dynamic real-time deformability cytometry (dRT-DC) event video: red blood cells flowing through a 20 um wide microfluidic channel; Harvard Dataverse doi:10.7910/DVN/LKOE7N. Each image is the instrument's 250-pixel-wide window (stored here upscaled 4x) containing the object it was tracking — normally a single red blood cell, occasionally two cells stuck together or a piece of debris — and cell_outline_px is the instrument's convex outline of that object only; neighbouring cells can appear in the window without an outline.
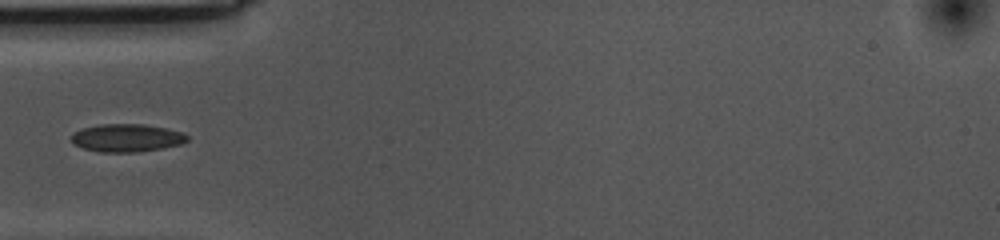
{"species": "common noctule bat (a hibernating species)", "species_latin": "Nyctalus noctula", "temperature_condition": "cold", "stored_images_in_passage": 40, "camera_frame_rate_fps": 3000, "um_per_image_px": 0.085, "animal": {"sex": "female", "body_mass_g": 10.0, "forearm_length_mm": 53.1}, "frame": {"image": 1, "passage_image": 1, "time_ms": 0.0, "image_size_px": [1000, 240], "cell_outline_px": [[188, 140], [180, 144], [160, 148], [136, 152], [100, 152], [84, 148], [72, 144], [72, 132], [80, 128], [100, 124], [144, 124], [168, 128], [184, 132], [188, 136]], "centroid_in_image_um": [10.76, 11.7], "position_along_channel_um": 74.2, "area_um2": 18.96}}
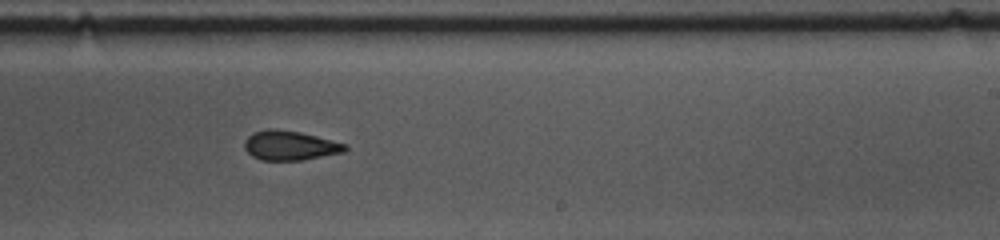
{"frame": {"image": 2, "passage_image": 17, "time_ms": 5.333, "image_size_px": [1000, 240], "cell_outline_px": [[348, 148], [344, 152], [304, 160], [260, 160], [252, 156], [244, 148], [244, 140], [252, 132], [268, 128], [272, 128], [300, 132], [348, 144]], "centroid_in_image_um": [24.64, 12.36], "position_along_channel_um": 264.4, "area_um2": 17.46}}
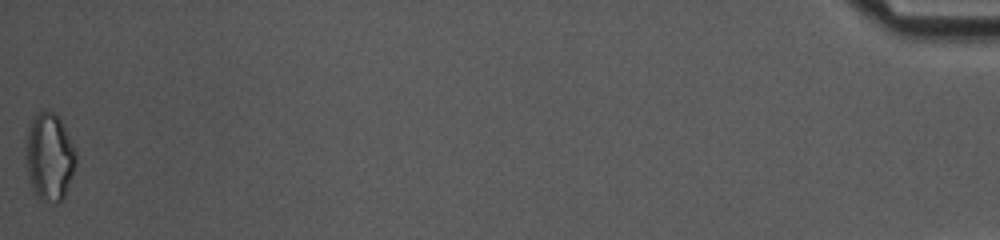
{"frame": {"image": 3, "passage_image": 40, "time_ms": 13.0, "image_size_px": [1000, 240], "cell_outline_px": [[76, 164], [64, 196], [60, 204], [56, 204], [36, 196], [28, 172], [28, 128], [36, 112], [56, 112], [64, 124], [76, 148]], "centroid_in_image_um": [4.27, 13.31], "position_along_channel_um": 430.9, "area_um2": 25.09}}